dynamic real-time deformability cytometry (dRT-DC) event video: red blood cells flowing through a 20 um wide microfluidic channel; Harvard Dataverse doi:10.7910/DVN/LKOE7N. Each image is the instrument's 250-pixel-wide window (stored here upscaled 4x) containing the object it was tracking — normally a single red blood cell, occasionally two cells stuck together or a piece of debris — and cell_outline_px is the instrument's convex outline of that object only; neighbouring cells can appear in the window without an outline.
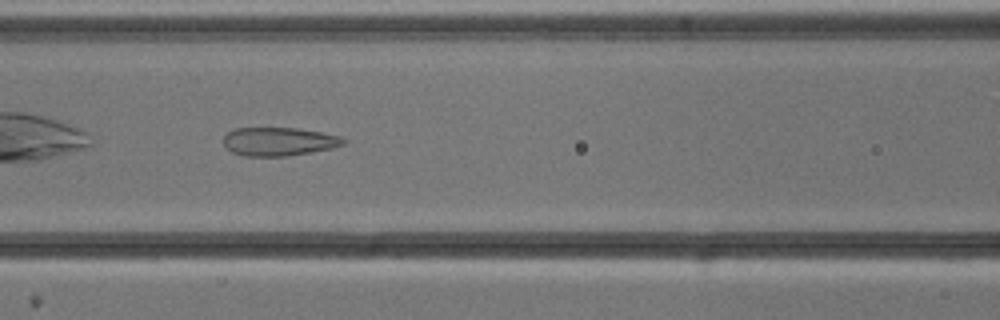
{"species": "common noctule bat (a hibernating species)", "species_latin": "Nyctalus noctula", "temperature_condition": "cold", "stored_images_in_passage": 36, "camera_frame_rate_fps": 3000, "um_per_image_px": 0.085, "animal": {"sex": "male", "body_mass_g": 13.3}, "frame": {"image": 1, "passage_image": 8, "time_ms": 2.333, "image_size_px": [1000, 320], "cell_outline_px": [[348, 140], [344, 144], [332, 148], [288, 156], [244, 156], [232, 152], [224, 144], [224, 136], [228, 132], [236, 128], [296, 128], [320, 132], [340, 136]], "centroid_in_image_um": [23.72, 12.03], "position_along_channel_um": 142.9, "area_um2": 19.83}}
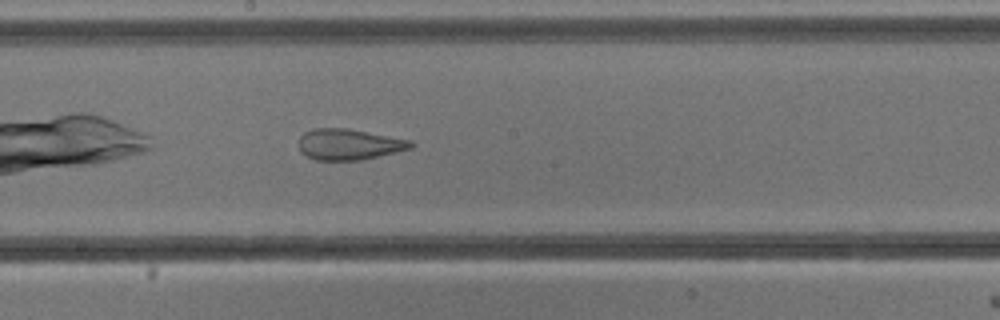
{"frame": {"image": 2, "passage_image": 14, "time_ms": 4.333, "image_size_px": [1000, 320], "cell_outline_px": [[416, 144], [412, 148], [364, 160], [316, 160], [300, 152], [300, 136], [304, 132], [312, 128], [348, 128], [412, 140]], "centroid_in_image_um": [29.7, 12.27], "position_along_channel_um": 218.5, "area_um2": 20.4}}
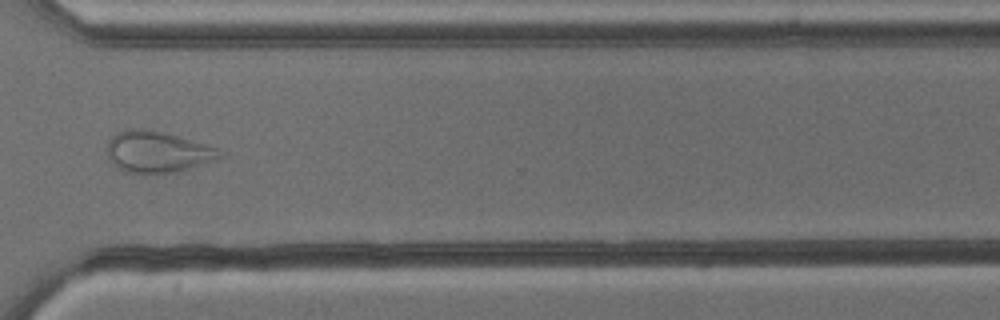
{"frame": {"image": 3, "passage_image": 25, "time_ms": 8.0, "image_size_px": [1000, 320], "cell_outline_px": [[228, 156], [180, 172], [128, 172], [116, 168], [108, 160], [108, 140], [116, 132], [128, 128], [136, 128], [160, 132], [176, 136], [220, 148], [228, 152]], "centroid_in_image_um": [13.45, 12.91], "position_along_channel_um": 357.1, "area_um2": 27.34}, "authors_computed_cell_mechanics": {"area_um2": 22.4264, "velocity_mm_per_s": 3.8028, "shape_relaxation_time_tau1_ms": null, "shape_relaxation_time_tau2_ms": 1.4725, "deformation_change_tau1": null, "deformation_change_tau2": 0.107}}